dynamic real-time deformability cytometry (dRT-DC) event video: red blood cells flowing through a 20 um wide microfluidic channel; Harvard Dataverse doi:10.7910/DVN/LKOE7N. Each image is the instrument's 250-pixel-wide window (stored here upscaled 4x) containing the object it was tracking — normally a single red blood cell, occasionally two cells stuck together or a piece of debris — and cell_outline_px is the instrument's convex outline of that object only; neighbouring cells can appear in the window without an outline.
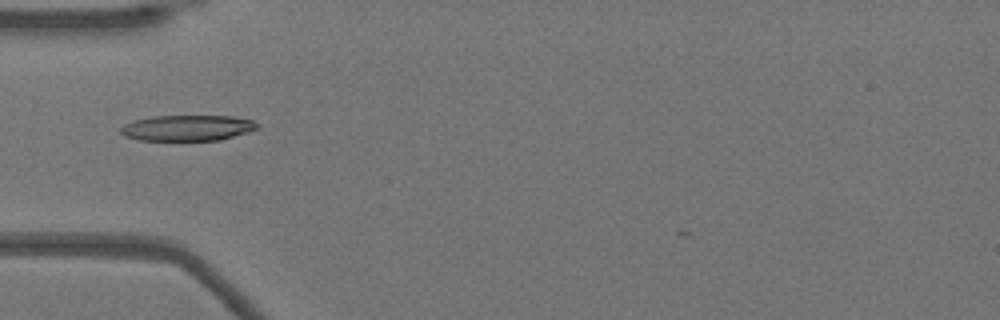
{"species": "Egyptian fruit bat (a non-hibernating species)", "species_latin": "Rousettus aegyptiacus", "temperature_condition": "warm", "stored_images_in_passage": 33, "camera_frame_rate_fps": 3000, "um_per_image_px": 0.085, "animal": {"sex": "female"}, "frame": {"image": 1, "passage_image": 1, "time_ms": 0.0, "image_size_px": [1000, 320], "cell_outline_px": [[260, 124], [256, 128], [248, 132], [220, 140], [136, 140], [124, 136], [120, 132], [120, 128], [124, 124], [132, 120], [152, 116], [232, 116], [252, 120]], "centroid_in_image_um": [15.89, 10.87], "position_along_channel_um": 69.1, "area_um2": 20.58}}
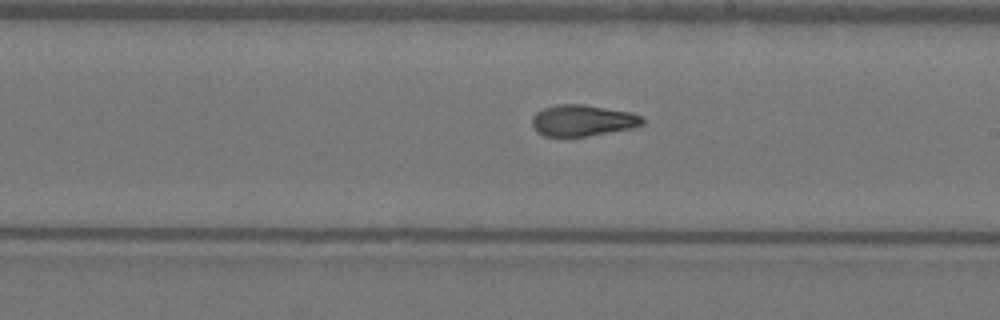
{"frame": {"image": 2, "passage_image": 14, "time_ms": 4.333, "image_size_px": [1000, 320], "cell_outline_px": [[644, 124], [632, 128], [584, 136], [544, 136], [536, 132], [532, 124], [532, 116], [536, 112], [544, 108], [556, 104], [584, 104], [632, 112], [640, 116], [644, 120]], "centroid_in_image_um": [49.5, 10.23], "position_along_channel_um": 239.5, "area_um2": 20.11}}
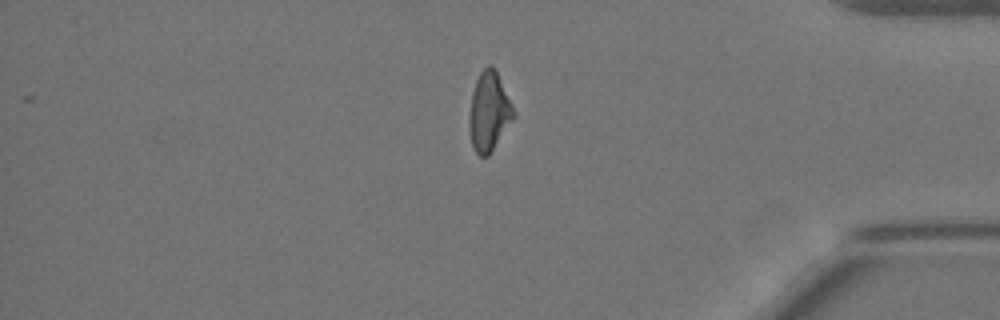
{"frame": {"image": 3, "passage_image": 28, "time_ms": 9.0, "image_size_px": [1000, 320], "cell_outline_px": [[516, 116], [488, 156], [480, 156], [472, 148], [468, 124], [468, 120], [472, 92], [476, 80], [480, 72], [488, 64], [492, 64], [516, 112]], "centroid_in_image_um": [41.56, 9.51], "position_along_channel_um": 393.6, "area_um2": 20.46}, "authors_computed_cell_mechanics": {"area_um2": 20.3456, "velocity_mm_per_s": 3.9074, "shape_relaxation_time_tau1_ms": 6.1841, "shape_relaxation_time_tau2_ms": 1.5772, "deformation_change_tau1": 0.1964, "deformation_change_tau2": 0.0709}}